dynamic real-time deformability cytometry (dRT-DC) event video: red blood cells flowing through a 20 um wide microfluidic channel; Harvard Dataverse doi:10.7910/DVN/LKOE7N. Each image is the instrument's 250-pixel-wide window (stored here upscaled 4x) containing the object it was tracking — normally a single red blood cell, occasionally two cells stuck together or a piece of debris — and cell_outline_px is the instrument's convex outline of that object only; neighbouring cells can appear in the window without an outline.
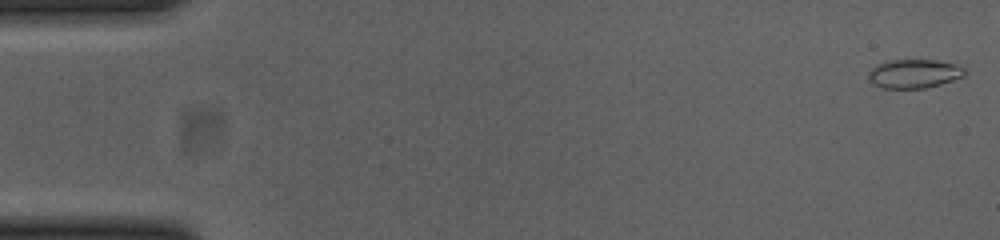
{"species": "common noctule bat (a hibernating species)", "species_latin": "Nyctalus noctula", "temperature_condition": "cold", "stored_images_in_passage": 9, "camera_frame_rate_fps": 3000, "um_per_image_px": 0.085, "animal": {"sex": "female", "body_mass_g": 23.0, "forearm_length_mm": 53.4}, "frame": {"image": 1, "passage_image": 1, "time_ms": 0.0, "image_size_px": [1000, 240], "cell_outline_px": [[968, 72], [964, 76], [940, 84], [924, 88], [884, 88], [872, 84], [868, 76], [868, 72], [876, 64], [888, 60], [936, 60], [956, 64], [964, 68]], "centroid_in_image_um": [77.69, 6.25], "position_along_channel_um": 7.3, "area_um2": 16.24}}